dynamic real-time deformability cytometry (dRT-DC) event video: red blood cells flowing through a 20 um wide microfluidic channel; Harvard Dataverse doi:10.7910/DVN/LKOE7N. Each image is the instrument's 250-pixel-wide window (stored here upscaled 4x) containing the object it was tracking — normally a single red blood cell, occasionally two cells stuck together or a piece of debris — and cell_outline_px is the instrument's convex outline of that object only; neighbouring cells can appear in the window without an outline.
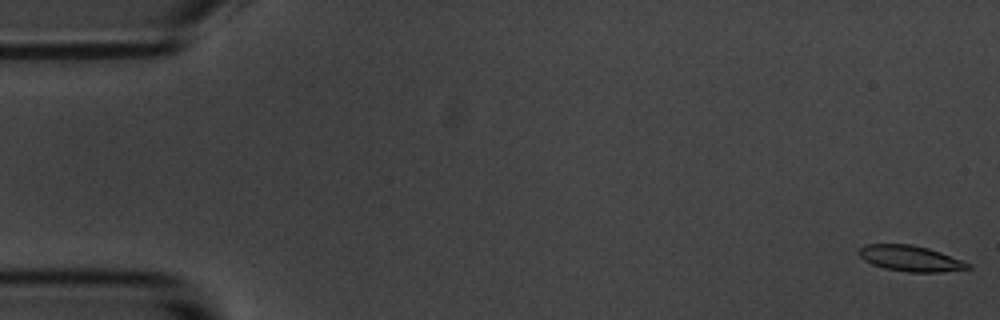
{"species": "common noctule bat (a hibernating species)", "species_latin": "Nyctalus noctula", "temperature_condition": "room temperature", "stored_images_in_passage": 4, "camera_frame_rate_fps": 3000, "um_per_image_px": 0.085, "animal": {"sex": "male", "body_mass_g": 20.1, "forearm_length_mm": 53.5}, "frame": {"image": 1, "passage_image": 1, "time_ms": 0.0, "image_size_px": [1000, 320], "cell_outline_px": [[972, 268], [940, 272], [908, 272], [884, 268], [872, 264], [864, 260], [856, 252], [864, 244], [912, 244], [928, 248], [940, 252], [972, 264]], "centroid_in_image_um": [77.37, 21.96], "position_along_channel_um": 7.6, "area_um2": 16.42}}